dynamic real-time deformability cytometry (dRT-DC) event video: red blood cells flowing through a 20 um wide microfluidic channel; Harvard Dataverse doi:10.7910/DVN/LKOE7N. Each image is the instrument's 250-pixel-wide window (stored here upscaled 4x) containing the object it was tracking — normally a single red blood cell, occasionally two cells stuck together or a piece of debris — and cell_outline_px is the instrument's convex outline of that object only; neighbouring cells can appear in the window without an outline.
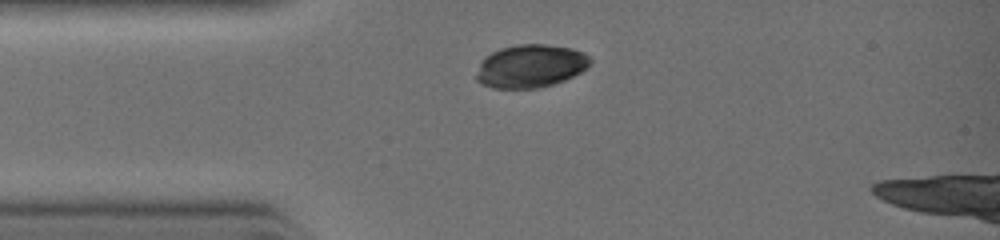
{"species": "common noctule bat (a hibernating species)", "species_latin": "Nyctalus noctula", "temperature_condition": "warm", "stored_images_in_passage": 12, "camera_frame_rate_fps": 3000, "um_per_image_px": 0.085, "animal": {"sex": "female", "body_mass_g": 19.0, "forearm_length_mm": 51.5}, "frame": {"image": 1, "passage_image": 1, "time_ms": 0.0, "image_size_px": [1000, 240], "cell_outline_px": [[592, 60], [580, 72], [564, 80], [540, 88], [492, 88], [480, 84], [476, 80], [476, 76], [480, 64], [484, 56], [500, 48], [520, 44], [544, 44], [572, 48], [584, 52]], "centroid_in_image_um": [45.06, 5.62], "position_along_channel_um": 39.9, "area_um2": 28.5}}
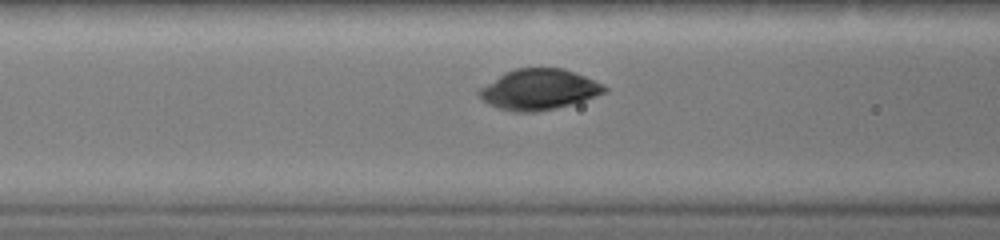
{"frame": {"image": 2, "passage_image": 8, "time_ms": 1.667, "image_size_px": [1000, 240], "cell_outline_px": [[608, 88], [604, 92], [584, 100], [556, 108], [536, 112], [512, 112], [500, 108], [484, 100], [480, 96], [480, 88], [504, 72], [516, 68], [564, 68], [604, 84]], "centroid_in_image_um": [45.82, 7.59], "position_along_channel_um": 120.8, "area_um2": 29.25}}
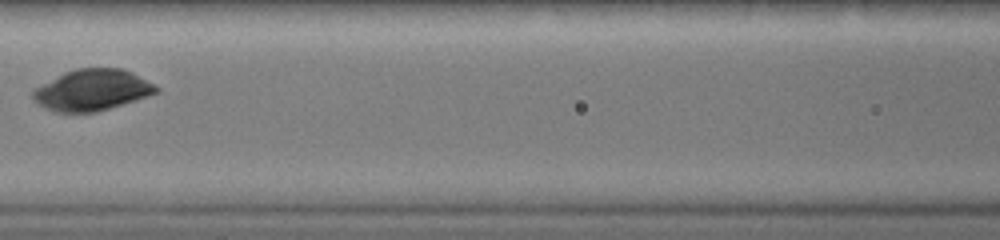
{"frame": {"image": 3, "passage_image": 10, "time_ms": 2.333, "image_size_px": [1000, 240], "cell_outline_px": [[160, 92], [136, 100], [96, 112], [56, 112], [44, 108], [32, 96], [32, 92], [36, 88], [64, 72], [76, 68], [124, 68], [132, 72], [160, 88]], "centroid_in_image_um": [7.86, 7.65], "position_along_channel_um": 158.7, "area_um2": 29.36}}